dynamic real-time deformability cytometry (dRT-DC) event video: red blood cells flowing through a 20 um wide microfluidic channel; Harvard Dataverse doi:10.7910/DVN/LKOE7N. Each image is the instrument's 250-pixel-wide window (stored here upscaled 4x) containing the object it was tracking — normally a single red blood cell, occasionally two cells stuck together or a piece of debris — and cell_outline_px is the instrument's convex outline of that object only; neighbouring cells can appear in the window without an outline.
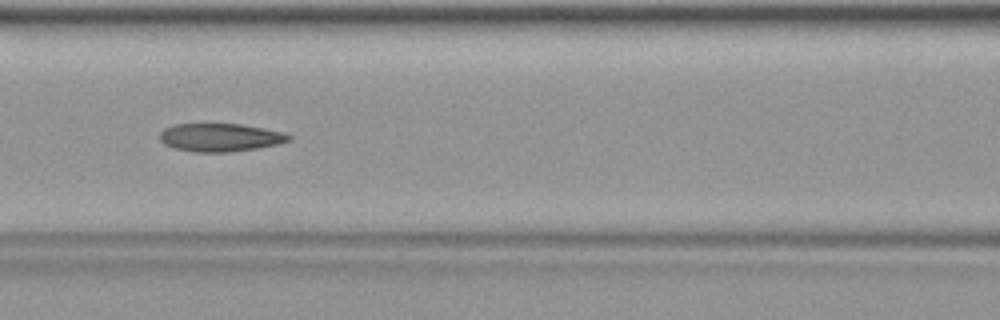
{"species": "common noctule bat (a hibernating species)", "species_latin": "Nyctalus noctula", "temperature_condition": "warm", "stored_images_in_passage": 41, "camera_frame_rate_fps": 3000, "um_per_image_px": 0.085, "animal": {"sex": "female", "body_mass_g": 19.9}, "frame": {"image": 1, "passage_image": 18, "time_ms": 5.667, "image_size_px": [1000, 320], "cell_outline_px": [[292, 140], [280, 144], [256, 148], [228, 152], [196, 152], [172, 148], [164, 144], [160, 140], [160, 132], [164, 128], [172, 124], [240, 124], [264, 128], [280, 132], [292, 136]], "centroid_in_image_um": [18.7, 11.68], "position_along_channel_um": 147.9, "area_um2": 21.21}}
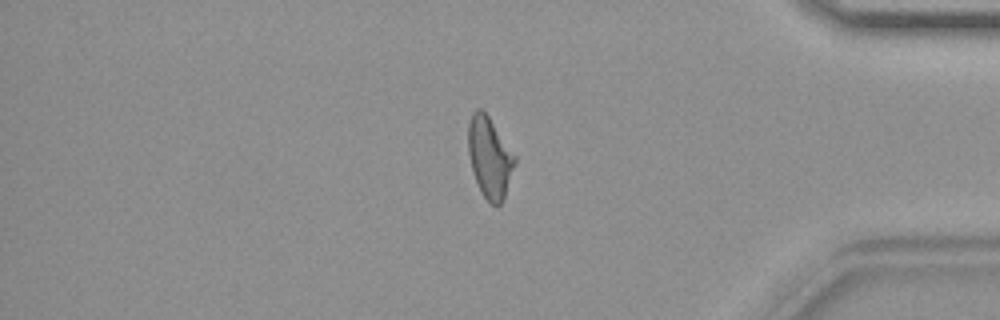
{"frame": {"image": 2, "passage_image": 35, "time_ms": 11.333, "image_size_px": [1000, 320], "cell_outline_px": [[516, 160], [504, 200], [500, 204], [492, 204], [480, 192], [472, 172], [468, 152], [468, 124], [472, 112], [476, 108], [480, 108], [488, 116], [516, 156]], "centroid_in_image_um": [41.6, 13.38], "position_along_channel_um": 393.6, "area_um2": 21.91}}